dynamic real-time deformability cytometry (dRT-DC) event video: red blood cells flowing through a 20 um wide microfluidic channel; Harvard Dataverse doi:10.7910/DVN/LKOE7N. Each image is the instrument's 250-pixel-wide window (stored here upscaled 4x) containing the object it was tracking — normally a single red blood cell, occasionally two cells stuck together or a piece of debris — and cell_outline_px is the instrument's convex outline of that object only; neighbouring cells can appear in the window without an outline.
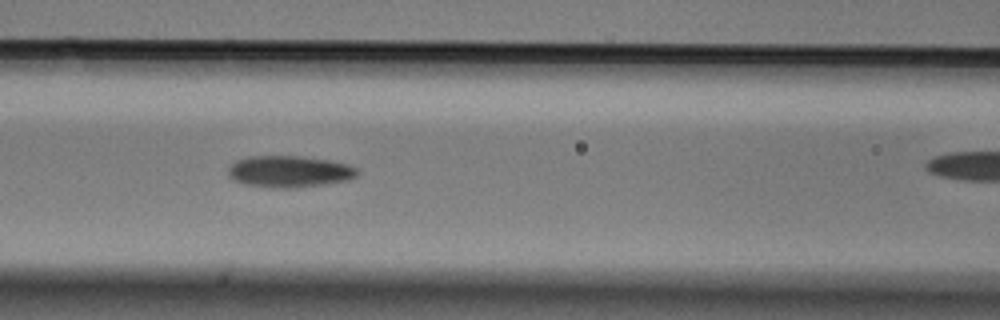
{"species": "Egyptian fruit bat (a non-hibernating species)", "species_latin": "Rousettus aegyptiacus", "temperature_condition": "cold", "stored_images_in_passage": 37, "camera_frame_rate_fps": 3000, "um_per_image_px": 0.085, "animal": {"sex": "male"}, "frame": {"image": 1, "passage_image": 10, "time_ms": 3.0, "image_size_px": [1000, 320], "cell_outline_px": [[360, 172], [356, 176], [348, 180], [324, 184], [292, 188], [268, 188], [244, 184], [232, 180], [228, 176], [228, 168], [236, 160], [248, 156], [300, 156], [328, 160], [348, 164], [356, 168]], "centroid_in_image_um": [24.56, 14.58], "position_along_channel_um": 142.0, "area_um2": 23.99}}
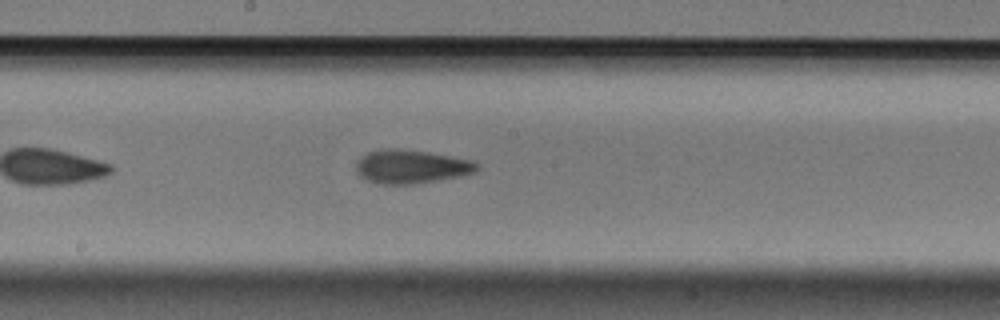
{"frame": {"image": 2, "passage_image": 16, "time_ms": 5.0, "image_size_px": [1000, 320], "cell_outline_px": [[480, 168], [476, 172], [460, 176], [412, 184], [380, 184], [368, 180], [360, 176], [356, 172], [356, 160], [360, 156], [368, 152], [384, 148], [396, 148], [428, 152], [472, 160], [480, 164]], "centroid_in_image_um": [34.94, 14.15], "position_along_channel_um": 213.3, "area_um2": 23.81}}
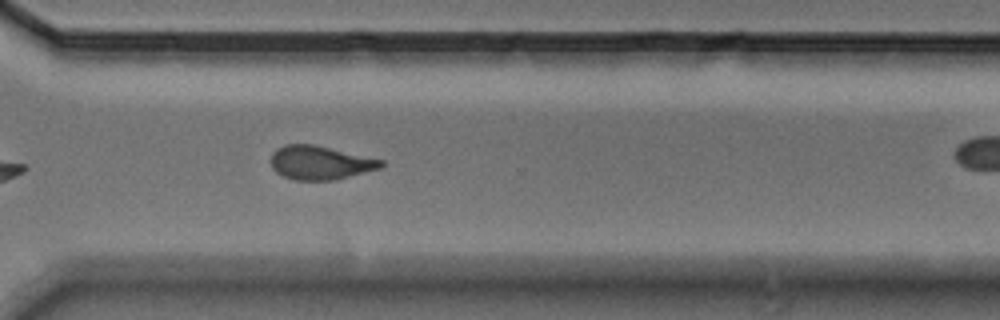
{"frame": {"image": 3, "passage_image": 27, "time_ms": 8.667, "image_size_px": [1000, 320], "cell_outline_px": [[384, 168], [336, 180], [292, 180], [276, 172], [272, 168], [272, 152], [276, 148], [284, 144], [312, 144], [384, 160]], "centroid_in_image_um": [27.24, 13.84], "position_along_channel_um": 343.4, "area_um2": 21.85}, "authors_computed_cell_mechanics": {"area_um2": 22.542, "velocity_mm_per_s": 3.5601, "shape_relaxation_time_tau1_ms": 4.9412, "shape_relaxation_time_tau2_ms": 3.6933, "deformation_change_tau1": 0.1419, "deformation_change_tau2": 0.1186}}